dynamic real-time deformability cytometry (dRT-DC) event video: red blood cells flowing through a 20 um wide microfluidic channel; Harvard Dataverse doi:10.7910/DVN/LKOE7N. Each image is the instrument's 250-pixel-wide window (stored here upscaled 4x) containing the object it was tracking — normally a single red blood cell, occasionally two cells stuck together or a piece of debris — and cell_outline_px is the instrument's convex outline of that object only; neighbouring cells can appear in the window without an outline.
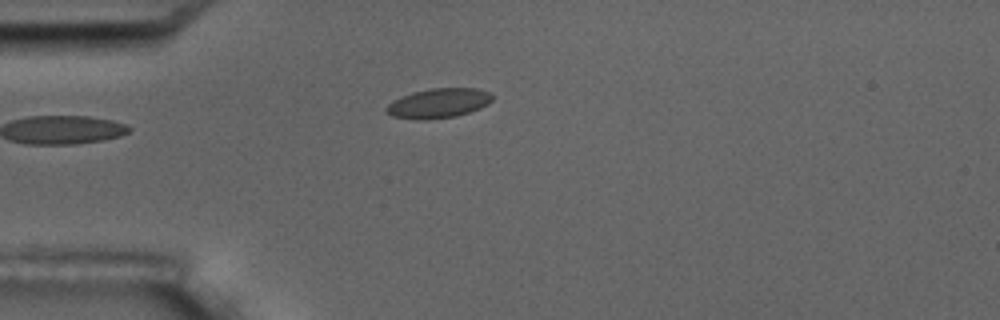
{"species": "common noctule bat (a hibernating species)", "species_latin": "Nyctalus noctula", "temperature_condition": "room temperature", "stored_images_in_passage": 1, "camera_frame_rate_fps": 3000, "um_per_image_px": 0.085, "animal": {"sex": "male", "body_mass_g": 17.5, "forearm_length_mm": 52.3}, "frame": {"image": 1, "passage_image": 1, "time_ms": 0.0, "image_size_px": [1000, 320], "cell_outline_px": [[492, 100], [488, 104], [480, 108], [456, 116], [428, 120], [416, 120], [392, 116], [384, 112], [384, 108], [392, 100], [412, 92], [428, 88], [476, 88], [492, 92]], "centroid_in_image_um": [37.24, 8.77], "position_along_channel_um": 47.8, "area_um2": 18.61}}